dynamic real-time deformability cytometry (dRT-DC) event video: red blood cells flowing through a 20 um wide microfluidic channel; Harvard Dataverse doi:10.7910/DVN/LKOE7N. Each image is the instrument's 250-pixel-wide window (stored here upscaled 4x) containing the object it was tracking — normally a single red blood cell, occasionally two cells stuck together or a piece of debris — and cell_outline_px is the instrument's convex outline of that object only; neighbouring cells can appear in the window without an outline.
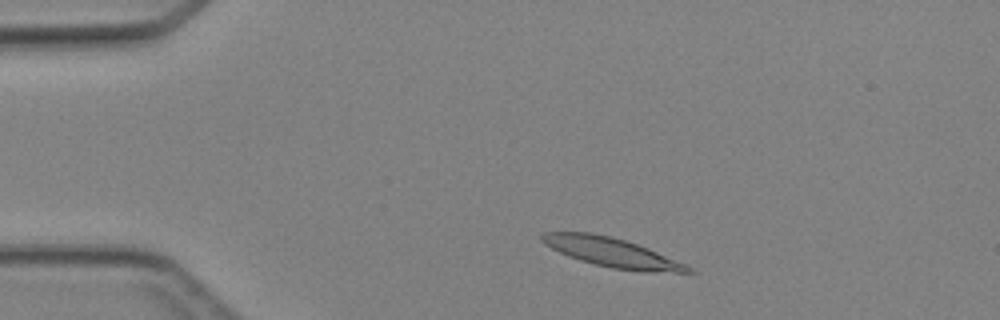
{"species": "Egyptian fruit bat (a non-hibernating species)", "species_latin": "Rousettus aegyptiacus", "temperature_condition": "cold", "stored_images_in_passage": 41, "camera_frame_rate_fps": 3000, "um_per_image_px": 0.085, "animal": {"sex": "female"}, "frame": {"image": 1, "passage_image": 4, "time_ms": 1.0, "image_size_px": [1000, 320], "cell_outline_px": [[696, 272], [644, 272], [612, 268], [580, 260], [568, 256], [544, 244], [540, 240], [540, 236], [544, 232], [592, 232], [612, 236], [648, 248], [684, 264], [692, 268]], "centroid_in_image_um": [51.97, 21.44], "position_along_channel_um": 33.0, "area_um2": 24.62}}
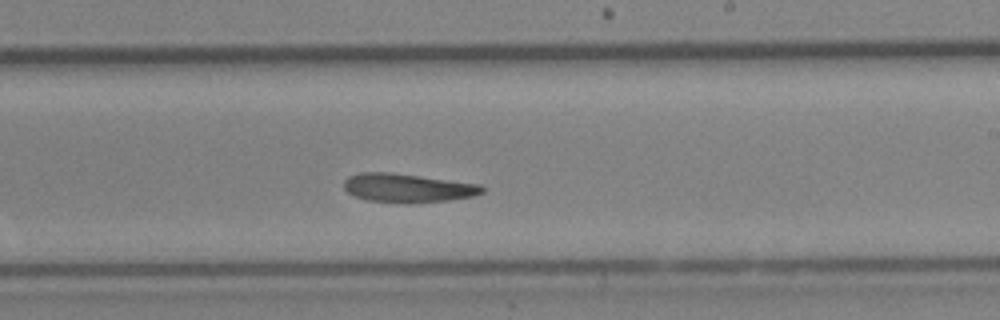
{"frame": {"image": 2, "passage_image": 23, "time_ms": 7.333, "image_size_px": [1000, 320], "cell_outline_px": [[484, 192], [472, 196], [448, 200], [408, 204], [368, 200], [356, 196], [348, 192], [344, 188], [344, 180], [348, 176], [360, 172], [392, 172], [480, 184], [484, 188]], "centroid_in_image_um": [34.63, 15.97], "position_along_channel_um": 254.4, "area_um2": 23.24}}
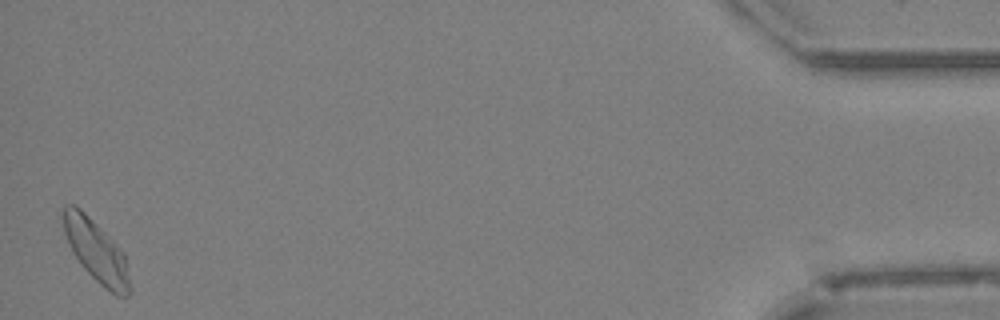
{"frame": {"image": 3, "passage_image": 41, "time_ms": 13.333, "image_size_px": [1000, 320], "cell_outline_px": [[132, 292], [128, 296], [116, 296], [100, 284], [80, 264], [72, 252], [64, 232], [64, 204], [76, 204], [124, 252], [132, 288]], "centroid_in_image_um": [8.21, 21.39], "position_along_channel_um": 427.0, "area_um2": 23.81}}